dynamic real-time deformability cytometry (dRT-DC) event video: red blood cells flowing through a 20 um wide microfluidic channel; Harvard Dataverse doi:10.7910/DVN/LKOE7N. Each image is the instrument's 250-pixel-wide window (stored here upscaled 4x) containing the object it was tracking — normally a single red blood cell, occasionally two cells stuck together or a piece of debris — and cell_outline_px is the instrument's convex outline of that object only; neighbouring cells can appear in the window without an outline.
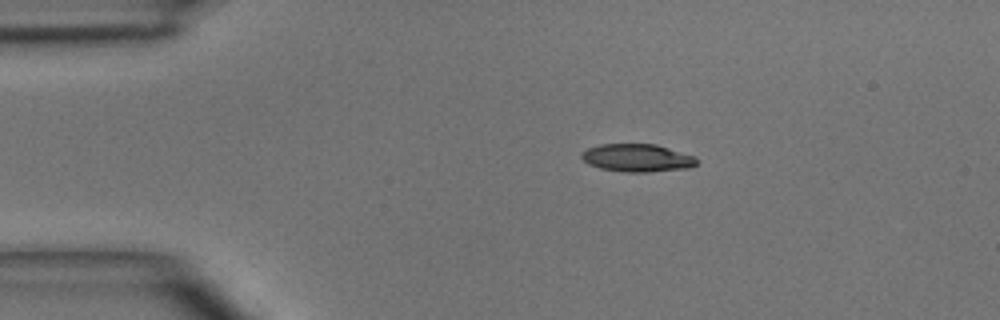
{"species": "common noctule bat (a hibernating species)", "species_latin": "Nyctalus noctula", "temperature_condition": "room temperature", "stored_images_in_passage": 2, "camera_frame_rate_fps": 3000, "um_per_image_px": 0.085, "animal": {"sex": "male", "body_mass_g": 15.6}, "frame": {"image": 1, "passage_image": 1, "time_ms": 0.0, "image_size_px": [1000, 320], "cell_outline_px": [[700, 160], [696, 164], [688, 168], [648, 172], [624, 172], [600, 168], [588, 164], [580, 156], [588, 148], [600, 144], [656, 144], [696, 156]], "centroid_in_image_um": [54.2, 13.42], "position_along_channel_um": 30.8, "area_um2": 18.73}}